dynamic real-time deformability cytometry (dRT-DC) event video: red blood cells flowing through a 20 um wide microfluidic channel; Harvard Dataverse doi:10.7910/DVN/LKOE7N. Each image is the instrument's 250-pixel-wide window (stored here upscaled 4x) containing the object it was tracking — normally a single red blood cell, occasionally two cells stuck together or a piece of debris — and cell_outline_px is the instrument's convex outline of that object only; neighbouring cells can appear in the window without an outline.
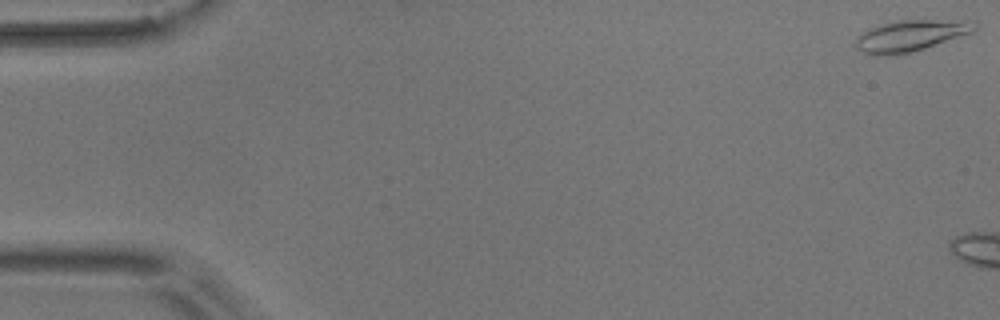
{"species": "common noctule bat (a hibernating species)", "species_latin": "Nyctalus noctula", "temperature_condition": "room temperature", "stored_images_in_passage": 9, "camera_frame_rate_fps": 3000, "um_per_image_px": 0.085, "animal": {"sex": "male", "body_mass_g": 17.9}, "frame": {"image": 1, "passage_image": 1, "time_ms": 0.0, "image_size_px": [1000, 320], "cell_outline_px": [[976, 28], [972, 32], [924, 48], [892, 56], [864, 56], [856, 44], [856, 40], [868, 28], [880, 24], [900, 20], [976, 20]], "centroid_in_image_um": [77.37, 3.04], "position_along_channel_um": 7.6, "area_um2": 21.62}}